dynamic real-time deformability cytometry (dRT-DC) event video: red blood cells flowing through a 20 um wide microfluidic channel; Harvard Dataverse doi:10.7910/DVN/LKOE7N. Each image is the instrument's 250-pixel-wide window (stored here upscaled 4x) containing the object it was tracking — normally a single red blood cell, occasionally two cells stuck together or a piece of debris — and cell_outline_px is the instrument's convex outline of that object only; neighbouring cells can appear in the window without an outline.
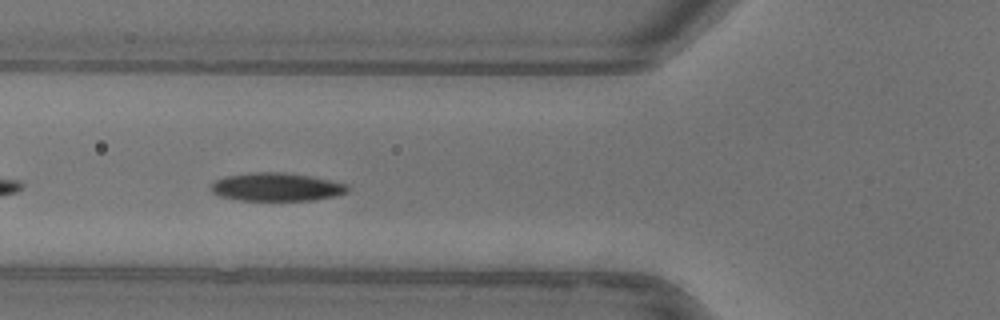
{"species": "common noctule bat (a hibernating species)", "species_latin": "Nyctalus noctula", "temperature_condition": "warm", "stored_images_in_passage": 14, "camera_frame_rate_fps": 3000, "um_per_image_px": 0.085, "animal": {"sex": "female"}, "frame": {"image": 1, "passage_image": 5, "time_ms": 1.333, "image_size_px": [1000, 320], "cell_outline_px": [[348, 192], [336, 196], [312, 200], [240, 200], [220, 196], [212, 192], [212, 184], [216, 180], [224, 176], [256, 172], [284, 172], [308, 176], [348, 184]], "centroid_in_image_um": [23.51, 15.89], "position_along_channel_um": 102.3, "area_um2": 22.25}}
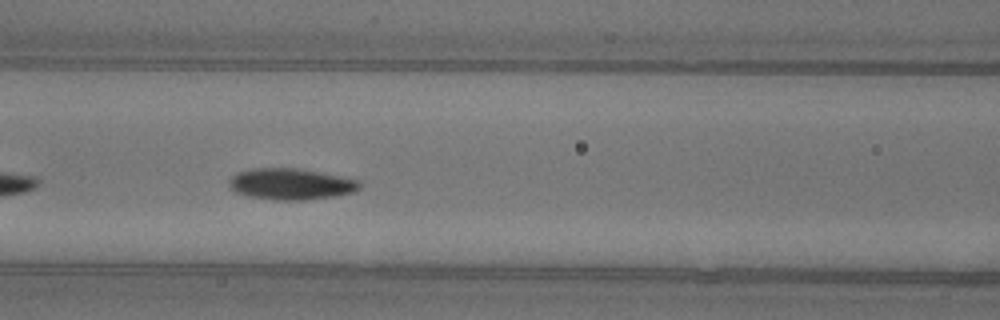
{"frame": {"image": 2, "passage_image": 8, "time_ms": 2.333, "image_size_px": [1000, 320], "cell_outline_px": [[360, 188], [352, 192], [332, 196], [304, 200], [272, 200], [248, 196], [236, 192], [228, 184], [228, 180], [236, 172], [252, 168], [296, 168], [320, 172], [360, 180]], "centroid_in_image_um": [24.68, 15.64], "position_along_channel_um": 141.9, "area_um2": 23.76}}